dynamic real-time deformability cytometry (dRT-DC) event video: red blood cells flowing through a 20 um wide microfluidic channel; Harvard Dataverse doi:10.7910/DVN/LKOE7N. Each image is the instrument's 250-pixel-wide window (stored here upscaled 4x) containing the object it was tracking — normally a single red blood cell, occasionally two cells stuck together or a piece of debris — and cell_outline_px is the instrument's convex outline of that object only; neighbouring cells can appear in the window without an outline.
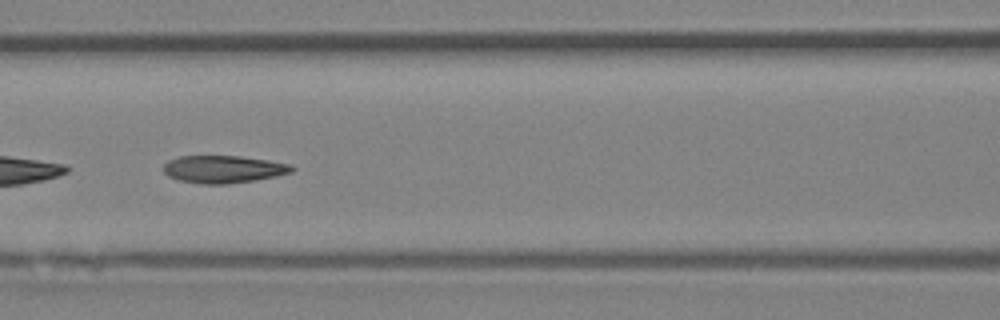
{"species": "Egyptian fruit bat (a non-hibernating species)", "species_latin": "Rousettus aegyptiacus", "temperature_condition": "room temperature", "stored_images_in_passage": 36, "camera_frame_rate_fps": 3000, "um_per_image_px": 0.085, "animal": {"sex": "female"}, "frame": {"image": 1, "passage_image": 21, "time_ms": 6.667, "image_size_px": [1000, 320], "cell_outline_px": [[296, 168], [292, 172], [276, 176], [228, 184], [200, 184], [180, 180], [168, 176], [164, 172], [164, 164], [168, 160], [180, 156], [240, 156], [268, 160], [292, 164]], "centroid_in_image_um": [19.0, 14.38], "position_along_channel_um": 147.6, "area_um2": 20.58}}
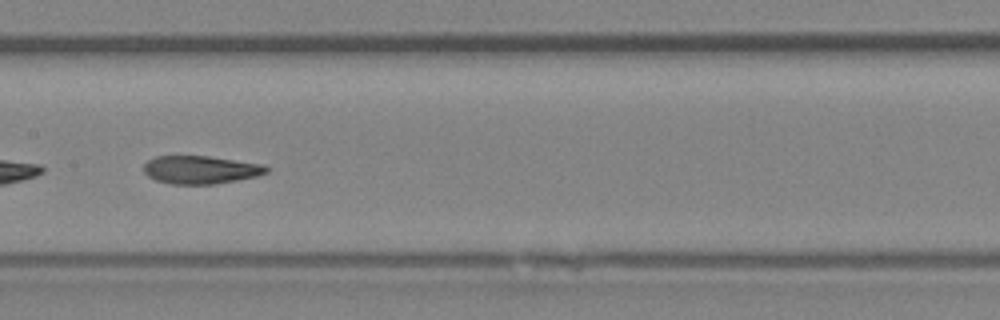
{"frame": {"image": 2, "passage_image": 24, "time_ms": 7.667, "image_size_px": [1000, 320], "cell_outline_px": [[268, 172], [256, 176], [216, 184], [172, 184], [156, 180], [148, 176], [144, 172], [144, 164], [152, 156], [208, 156], [264, 164], [268, 168]], "centroid_in_image_um": [17.04, 14.42], "position_along_channel_um": 190.4, "area_um2": 20.06}, "authors_computed_cell_mechanics": {"area_um2": 21.8484, "velocity_mm_per_s": 4.3232, "shape_relaxation_time_tau1_ms": 4.7979, "shape_relaxation_time_tau2_ms": 1.6514, "deformation_change_tau1": 0.1773, "deformation_change_tau2": 0.089}}